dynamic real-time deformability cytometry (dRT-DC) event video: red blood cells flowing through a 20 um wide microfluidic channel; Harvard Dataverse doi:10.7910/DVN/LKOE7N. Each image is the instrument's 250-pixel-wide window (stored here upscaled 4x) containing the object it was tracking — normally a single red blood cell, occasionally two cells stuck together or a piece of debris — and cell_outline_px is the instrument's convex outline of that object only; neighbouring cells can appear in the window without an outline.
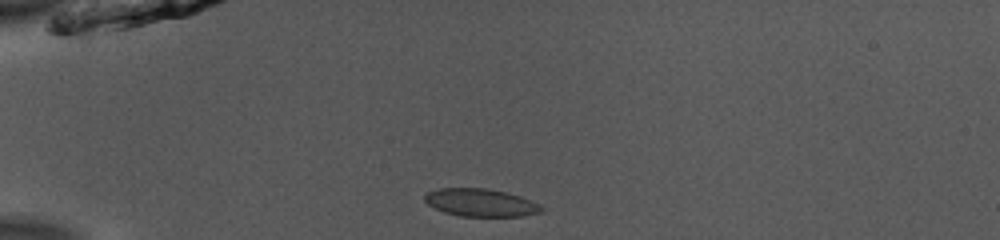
{"species": "common noctule bat (a hibernating species)", "species_latin": "Nyctalus noctula", "temperature_condition": "room temperature", "stored_images_in_passage": 38, "camera_frame_rate_fps": 3000, "um_per_image_px": 0.085, "animal": {"sex": "male", "body_mass_g": 13.0, "forearm_length_mm": 53.1}, "frame": {"image": 1, "passage_image": 1, "time_ms": 0.0, "image_size_px": [1000, 240], "cell_outline_px": [[544, 208], [540, 212], [520, 216], [460, 216], [444, 212], [428, 204], [424, 200], [424, 196], [428, 192], [436, 188], [488, 188], [508, 192], [520, 196], [540, 204]], "centroid_in_image_um": [40.85, 17.21], "position_along_channel_um": 44.1, "area_um2": 18.9}}
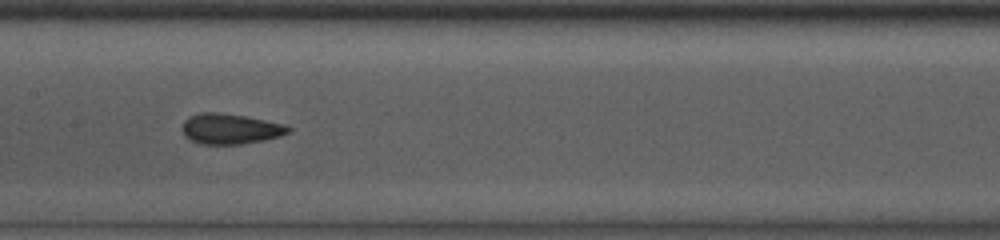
{"frame": {"image": 2, "passage_image": 14, "time_ms": 4.333, "image_size_px": [1000, 240], "cell_outline_px": [[292, 132], [280, 136], [264, 140], [240, 144], [200, 144], [184, 136], [184, 120], [200, 112], [216, 112], [244, 116], [284, 124], [292, 128]], "centroid_in_image_um": [19.62, 10.96], "position_along_channel_um": 187.8, "area_um2": 18.61}}
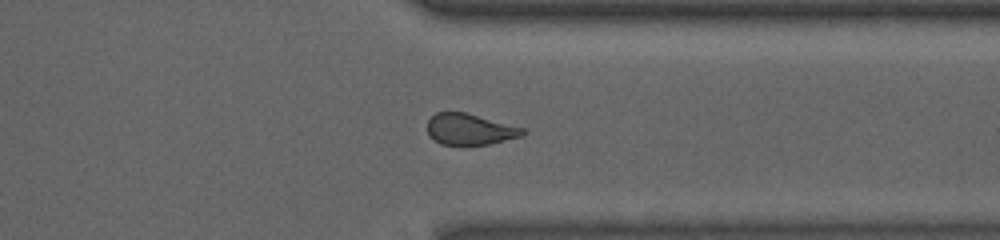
{"frame": {"image": 3, "passage_image": 28, "time_ms": 9.0, "image_size_px": [1000, 240], "cell_outline_px": [[528, 132], [524, 136], [488, 144], [440, 144], [428, 136], [428, 120], [436, 112], [464, 112], [524, 128]], "centroid_in_image_um": [39.95, 10.99], "position_along_channel_um": 371.4, "area_um2": 17.22}, "authors_computed_cell_mechanics": {"area_um2": 18.4671, "velocity_mm_per_s": 3.9466, "shape_relaxation_time_tau1_ms": 3.3529, "shape_relaxation_time_tau2_ms": 1.883, "deformation_change_tau1": 0.09, "deformation_change_tau2": 0.0657}}